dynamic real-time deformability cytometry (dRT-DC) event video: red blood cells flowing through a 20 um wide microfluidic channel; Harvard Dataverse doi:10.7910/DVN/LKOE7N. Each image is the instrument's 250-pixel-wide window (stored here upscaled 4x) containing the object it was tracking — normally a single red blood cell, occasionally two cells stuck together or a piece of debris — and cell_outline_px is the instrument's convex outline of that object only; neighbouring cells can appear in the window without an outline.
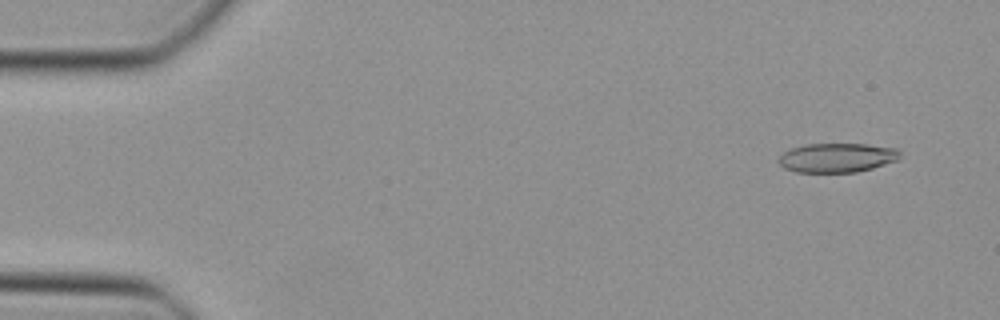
{"species": "Egyptian fruit bat (a non-hibernating species)", "species_latin": "Rousettus aegyptiacus", "temperature_condition": "cold", "stored_images_in_passage": 15, "camera_frame_rate_fps": 3000, "um_per_image_px": 0.085, "animal": {"sex": "female"}, "frame": {"image": 1, "passage_image": 4, "time_ms": 1.0, "image_size_px": [1000, 320], "cell_outline_px": [[900, 160], [872, 168], [856, 172], [796, 172], [784, 168], [780, 164], [780, 156], [784, 152], [792, 148], [808, 144], [868, 144], [896, 148], [900, 152]], "centroid_in_image_um": [71.2, 13.4], "position_along_channel_um": 13.8, "area_um2": 20.63}}
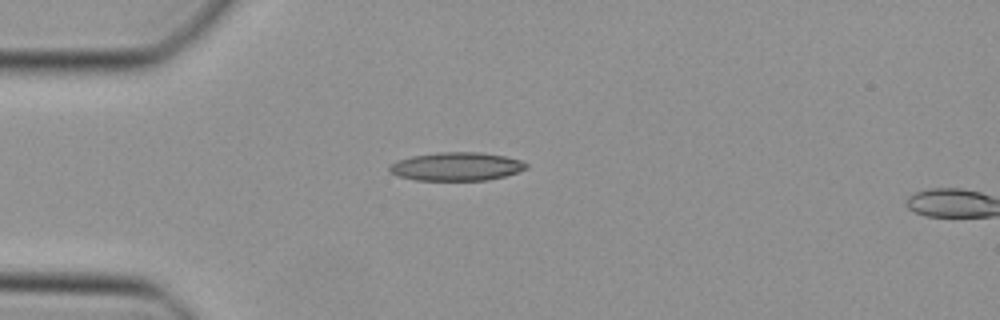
{"frame": {"image": 2, "passage_image": 13, "time_ms": 4.0, "image_size_px": [1000, 320], "cell_outline_px": [[528, 168], [504, 176], [488, 180], [416, 180], [396, 176], [388, 172], [388, 164], [396, 160], [412, 156], [440, 152], [480, 152], [504, 156], [520, 160], [528, 164]], "centroid_in_image_um": [38.74, 14.15], "position_along_channel_um": 46.3, "area_um2": 22.77}}